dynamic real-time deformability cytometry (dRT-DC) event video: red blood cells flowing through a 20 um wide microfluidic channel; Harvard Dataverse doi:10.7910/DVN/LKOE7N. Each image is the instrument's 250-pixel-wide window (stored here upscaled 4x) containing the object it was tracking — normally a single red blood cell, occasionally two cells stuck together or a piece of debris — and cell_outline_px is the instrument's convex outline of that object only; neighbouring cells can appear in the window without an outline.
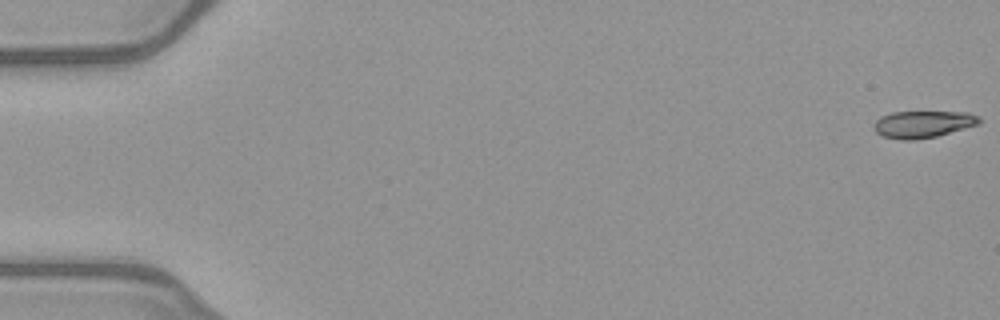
{"species": "common noctule bat (a hibernating species)", "species_latin": "Nyctalus noctula", "temperature_condition": "warm", "stored_images_in_passage": 52, "camera_frame_rate_fps": 3000, "um_per_image_px": 0.085, "animal": {"sex": "female", "body_mass_g": 21.9}, "frame": {"image": 1, "passage_image": 1, "time_ms": 0.0, "image_size_px": [1000, 320], "cell_outline_px": [[980, 124], [936, 136], [912, 140], [900, 140], [884, 136], [876, 132], [872, 128], [876, 120], [880, 116], [892, 112], [968, 112], [980, 116]], "centroid_in_image_um": [78.45, 10.55], "position_along_channel_um": 6.6, "area_um2": 16.59}}
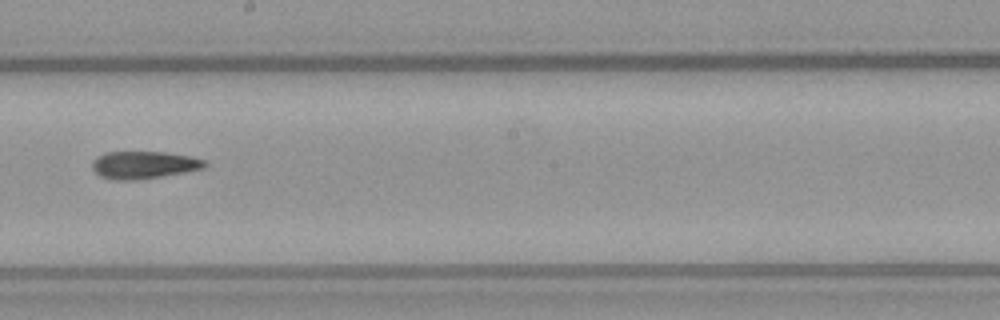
{"frame": {"image": 2, "passage_image": 30, "time_ms": 9.667, "image_size_px": [1000, 320], "cell_outline_px": [[208, 164], [204, 168], [184, 172], [140, 180], [112, 180], [100, 176], [92, 168], [92, 160], [96, 156], [104, 152], [164, 152], [192, 156], [208, 160]], "centroid_in_image_um": [12.23, 14.01], "position_along_channel_um": 236.0, "area_um2": 18.32}}
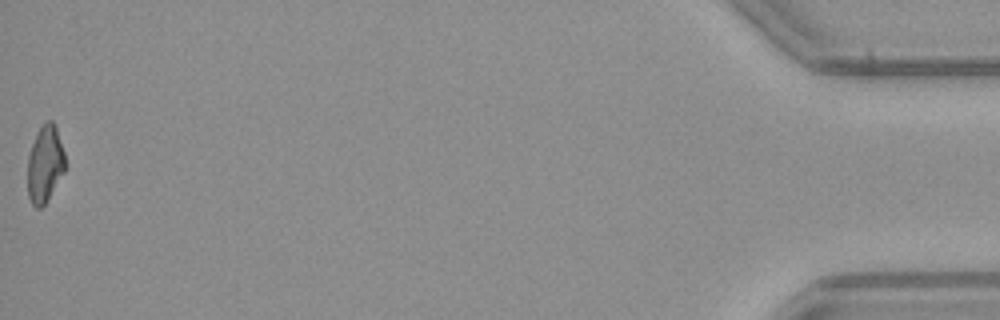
{"frame": {"image": 3, "passage_image": 52, "time_ms": 17.0, "image_size_px": [1000, 320], "cell_outline_px": [[64, 172], [44, 204], [40, 208], [36, 208], [32, 204], [28, 196], [28, 156], [32, 144], [40, 128], [48, 120], [52, 120], [56, 128], [64, 152]], "centroid_in_image_um": [3.81, 13.96], "position_along_channel_um": 431.4, "area_um2": 16.36}, "authors_computed_cell_mechanics": {"area_um2": 17.918, "velocity_mm_per_s": 4.0438, "shape_relaxation_time_tau1_ms": 9.6153, "shape_relaxation_time_tau2_ms": 8.1968, "deformation_change_tau1": 0.2497, "deformation_change_tau2": 0.1922}}